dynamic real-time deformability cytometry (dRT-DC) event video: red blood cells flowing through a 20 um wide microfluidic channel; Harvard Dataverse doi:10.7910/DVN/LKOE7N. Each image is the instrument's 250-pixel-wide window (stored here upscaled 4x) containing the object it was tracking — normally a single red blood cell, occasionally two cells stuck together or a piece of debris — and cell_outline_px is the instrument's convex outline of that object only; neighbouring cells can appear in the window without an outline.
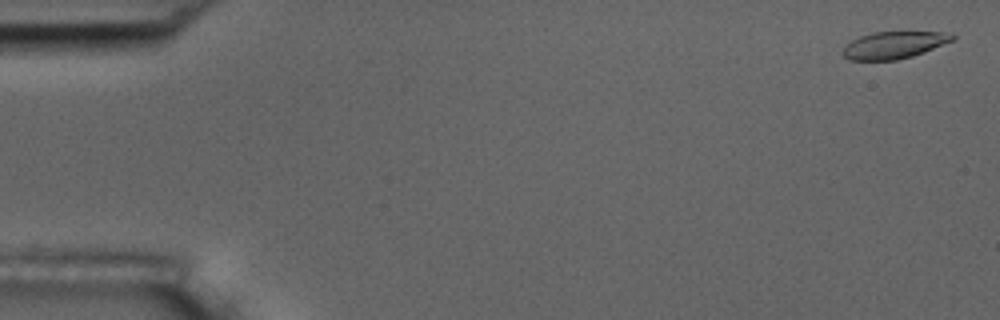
{"species": "common noctule bat (a hibernating species)", "species_latin": "Nyctalus noctula", "temperature_condition": "room temperature", "stored_images_in_passage": 6, "camera_frame_rate_fps": 3000, "um_per_image_px": 0.085, "animal": {"sex": "male", "body_mass_g": 17.5, "forearm_length_mm": 52.3}, "frame": {"image": 1, "passage_image": 1, "time_ms": 0.0, "image_size_px": [1000, 320], "cell_outline_px": [[956, 40], [924, 52], [912, 56], [896, 60], [848, 60], [840, 52], [852, 40], [860, 36], [872, 32], [900, 28], [940, 32], [956, 36]], "centroid_in_image_um": [76.03, 3.77], "position_along_channel_um": 9.0, "area_um2": 18.26}}
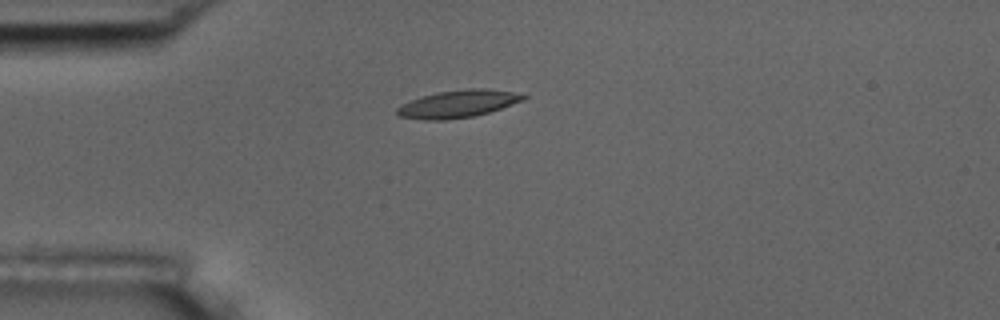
{"frame": {"image": 2, "passage_image": 5, "time_ms": 4.333, "image_size_px": [1000, 320], "cell_outline_px": [[528, 96], [524, 100], [488, 112], [472, 116], [448, 120], [424, 120], [400, 116], [396, 112], [396, 108], [412, 100], [436, 92], [468, 88], [484, 88], [512, 92]], "centroid_in_image_um": [38.93, 8.83], "position_along_channel_um": 46.1, "area_um2": 19.88}}
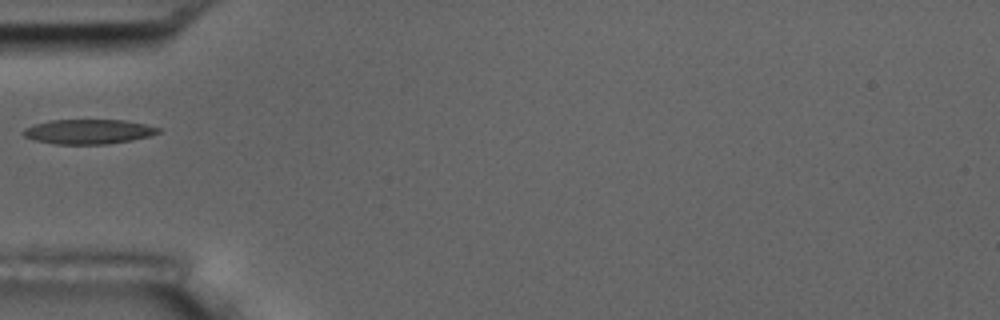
{"frame": {"image": 3, "passage_image": 6, "time_ms": 5.667, "image_size_px": [1000, 320], "cell_outline_px": [[160, 132], [152, 136], [132, 140], [108, 144], [56, 144], [36, 140], [24, 136], [20, 132], [24, 128], [32, 124], [52, 120], [124, 120], [144, 124], [160, 128]], "centroid_in_image_um": [7.51, 11.19], "position_along_channel_um": 77.5, "area_um2": 19.48}}